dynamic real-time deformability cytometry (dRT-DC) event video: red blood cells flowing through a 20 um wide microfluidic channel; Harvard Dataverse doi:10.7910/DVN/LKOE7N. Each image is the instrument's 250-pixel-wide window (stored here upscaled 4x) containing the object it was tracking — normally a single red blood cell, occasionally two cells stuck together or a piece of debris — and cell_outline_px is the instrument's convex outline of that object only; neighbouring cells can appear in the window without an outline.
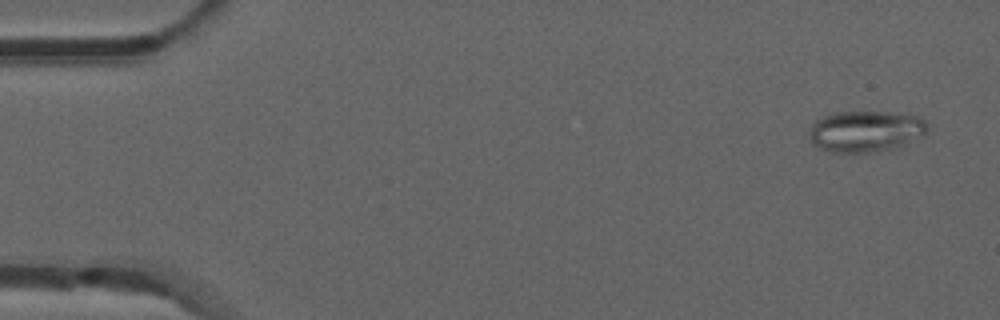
{"species": "common noctule bat (a hibernating species)", "species_latin": "Nyctalus noctula", "temperature_condition": "room temperature", "stored_images_in_passage": 48, "camera_frame_rate_fps": 3000, "um_per_image_px": 0.085, "animal": {"sex": "male", "forearm_length_mm": 52.5}, "frame": {"image": 1, "passage_image": 2, "time_ms": 0.333, "image_size_px": [1000, 320], "cell_outline_px": [[928, 132], [924, 136], [892, 148], [876, 152], [832, 152], [820, 148], [812, 144], [808, 136], [812, 124], [816, 120], [824, 116], [836, 112], [888, 112], [920, 116], [928, 124]], "centroid_in_image_um": [73.59, 11.15], "position_along_channel_um": 11.4, "area_um2": 28.5}}
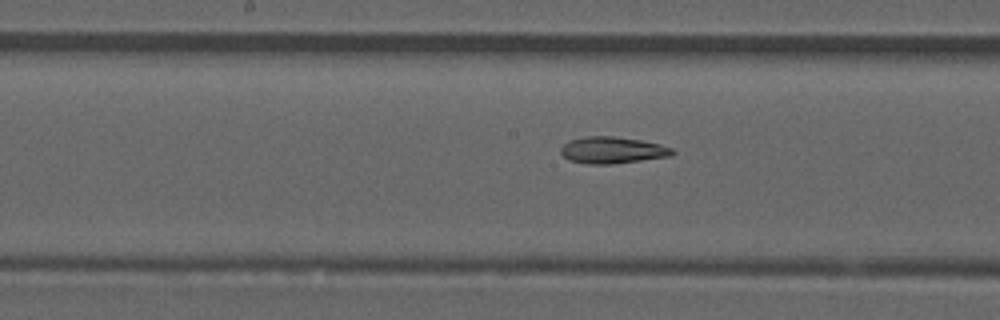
{"frame": {"image": 2, "passage_image": 26, "time_ms": 8.333, "image_size_px": [1000, 320], "cell_outline_px": [[676, 152], [672, 156], [612, 164], [588, 164], [568, 160], [560, 152], [560, 148], [564, 144], [572, 140], [584, 136], [612, 136], [640, 140], [660, 144], [672, 148]], "centroid_in_image_um": [52.06, 12.77], "position_along_channel_um": 196.1, "area_um2": 17.34}}
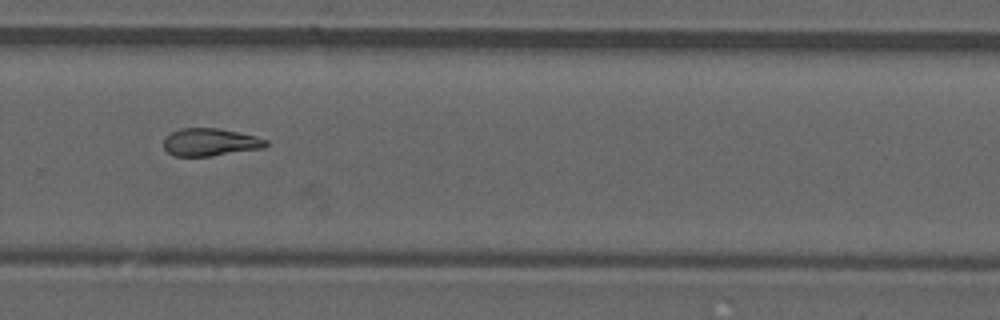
{"frame": {"image": 3, "passage_image": 35, "time_ms": 11.333, "image_size_px": [1000, 320], "cell_outline_px": [[268, 144], [264, 148], [212, 156], [176, 156], [168, 152], [164, 148], [164, 140], [172, 132], [180, 128], [220, 128], [256, 136], [268, 140]], "centroid_in_image_um": [17.9, 12.08], "position_along_channel_um": 311.9, "area_um2": 16.47}, "authors_computed_cell_mechanics": {"area_um2": 17.2244, "velocity_mm_per_s": 3.878, "shape_relaxation_time_tau1_ms": null, "shape_relaxation_time_tau2_ms": 7.5216, "deformation_change_tau1": null, "deformation_change_tau2": 0.14}}